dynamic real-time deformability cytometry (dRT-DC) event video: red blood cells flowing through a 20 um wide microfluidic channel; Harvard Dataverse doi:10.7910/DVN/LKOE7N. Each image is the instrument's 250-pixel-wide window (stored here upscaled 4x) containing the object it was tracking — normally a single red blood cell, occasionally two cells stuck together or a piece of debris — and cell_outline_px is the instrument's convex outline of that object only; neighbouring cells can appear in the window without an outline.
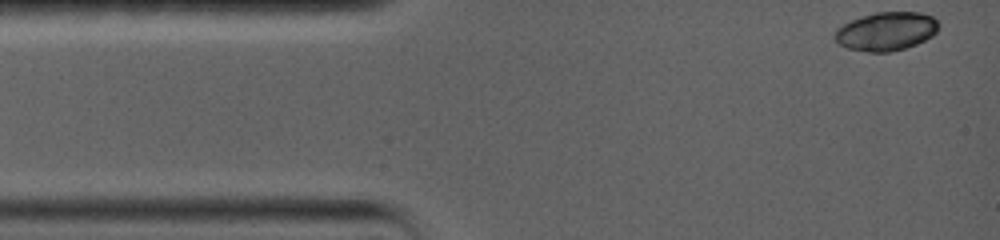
{"species": "common noctule bat (a hibernating species)", "species_latin": "Nyctalus noctula", "temperature_condition": "warm", "stored_images_in_passage": 29, "camera_frame_rate_fps": 5000, "um_per_image_px": 0.085, "animal": {"sex": "female", "body_mass_g": 19.0, "forearm_length_mm": 56.7}, "frame": {"image": 1, "passage_image": 1, "time_ms": 0.0, "image_size_px": [1000, 240], "cell_outline_px": [[940, 24], [936, 32], [932, 36], [916, 44], [904, 48], [888, 52], [868, 52], [848, 48], [840, 44], [832, 36], [836, 28], [852, 20], [876, 12], [920, 12], [932, 16]], "centroid_in_image_um": [75.33, 2.66], "position_along_channel_um": 9.7, "area_um2": 23.24}}
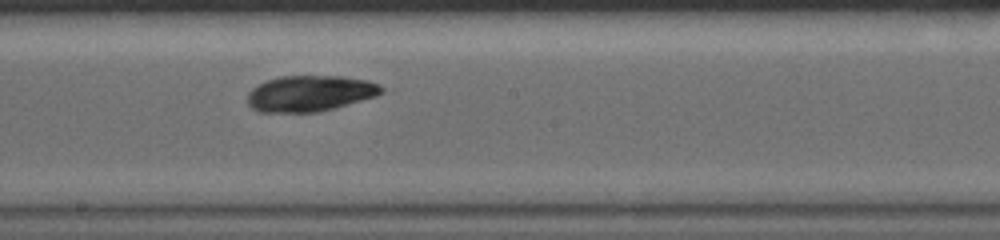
{"frame": {"image": 2, "passage_image": 17, "time_ms": 7.8, "image_size_px": [1000, 240], "cell_outline_px": [[388, 88], [384, 92], [376, 96], [320, 112], [260, 112], [252, 108], [248, 104], [248, 92], [252, 88], [268, 80], [280, 76], [340, 76], [368, 80], [380, 84]], "centroid_in_image_um": [26.4, 7.94], "position_along_channel_um": 221.8, "area_um2": 28.21}}
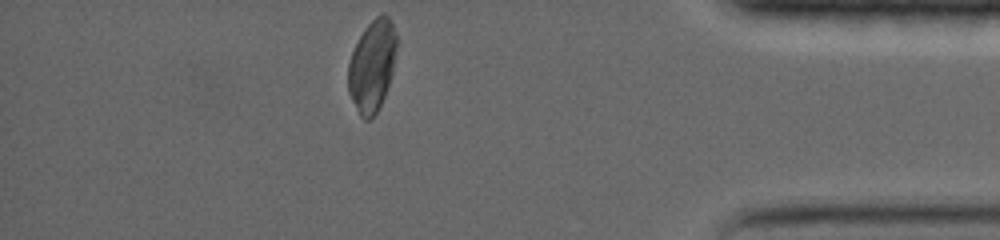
{"frame": {"image": 3, "passage_image": 29, "time_ms": 13.8, "image_size_px": [1000, 240], "cell_outline_px": [[396, 48], [392, 76], [380, 108], [368, 120], [364, 120], [360, 116], [348, 92], [348, 64], [352, 52], [360, 36], [368, 24], [376, 16], [388, 16], [392, 24], [396, 36]], "centroid_in_image_um": [31.62, 5.64], "position_along_channel_um": 403.6, "area_um2": 25.61}, "authors_computed_cell_mechanics": {"area_um2": 27.5706, "velocity_mm_per_s": 3.6125, "shape_relaxation_time_tau1_ms": null, "shape_relaxation_time_tau2_ms": 1.4689, "deformation_change_tau1": null, "deformation_change_tau2": 0.0448}}